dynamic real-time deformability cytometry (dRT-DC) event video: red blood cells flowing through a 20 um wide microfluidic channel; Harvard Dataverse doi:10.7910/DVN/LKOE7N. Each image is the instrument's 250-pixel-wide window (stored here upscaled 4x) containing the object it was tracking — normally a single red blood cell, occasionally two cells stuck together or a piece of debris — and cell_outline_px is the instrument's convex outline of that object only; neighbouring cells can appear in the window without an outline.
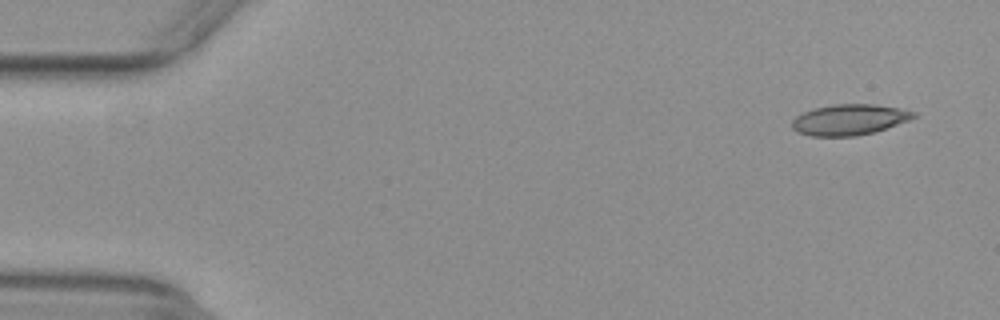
{"species": "common noctule bat (a hibernating species)", "species_latin": "Nyctalus noctula", "temperature_condition": "warm", "stored_images_in_passage": 51, "camera_frame_rate_fps": 3000, "um_per_image_px": 0.085, "animal": {"sex": "female", "body_mass_g": 29.2, "forearm_length_mm": 56.3}, "frame": {"image": 1, "passage_image": 1, "time_ms": 0.0, "image_size_px": [1000, 320], "cell_outline_px": [[916, 116], [908, 120], [872, 132], [856, 136], [812, 136], [796, 132], [792, 128], [792, 120], [796, 116], [804, 112], [816, 108], [832, 104], [872, 104], [900, 108], [916, 112]], "centroid_in_image_um": [72.16, 10.17], "position_along_channel_um": 12.8, "area_um2": 21.56}}
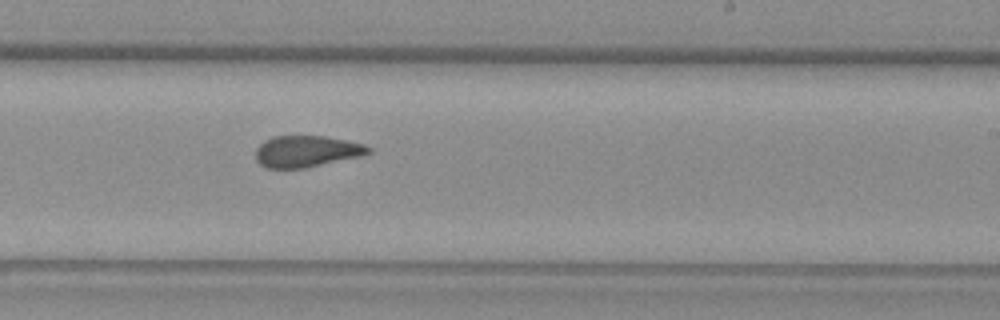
{"frame": {"image": 2, "passage_image": 30, "time_ms": 9.667, "image_size_px": [1000, 320], "cell_outline_px": [[372, 152], [360, 156], [304, 168], [268, 168], [260, 164], [256, 160], [256, 148], [264, 140], [272, 136], [324, 136], [364, 144], [372, 148]], "centroid_in_image_um": [26.04, 12.86], "position_along_channel_um": 263.0, "area_um2": 20.58}}
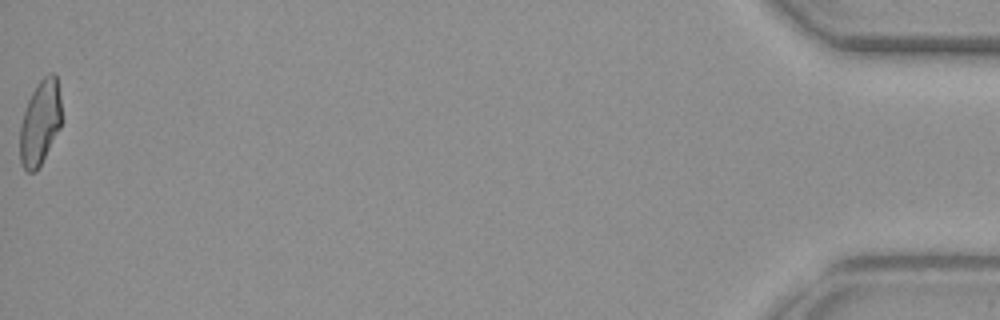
{"frame": {"image": 3, "passage_image": 51, "time_ms": 16.667, "image_size_px": [1000, 320], "cell_outline_px": [[60, 128], [36, 172], [28, 172], [24, 168], [20, 160], [20, 128], [24, 112], [28, 100], [32, 92], [40, 80], [48, 72], [56, 72], [60, 96]], "centroid_in_image_um": [3.41, 10.4], "position_along_channel_um": 431.8, "area_um2": 20.35}, "authors_computed_cell_mechanics": {"area_um2": 21.5016, "velocity_mm_per_s": 3.9122, "shape_relaxation_time_tau1_ms": null, "shape_relaxation_time_tau2_ms": 2.1645, "deformation_change_tau1": null, "deformation_change_tau2": 0.0785}}